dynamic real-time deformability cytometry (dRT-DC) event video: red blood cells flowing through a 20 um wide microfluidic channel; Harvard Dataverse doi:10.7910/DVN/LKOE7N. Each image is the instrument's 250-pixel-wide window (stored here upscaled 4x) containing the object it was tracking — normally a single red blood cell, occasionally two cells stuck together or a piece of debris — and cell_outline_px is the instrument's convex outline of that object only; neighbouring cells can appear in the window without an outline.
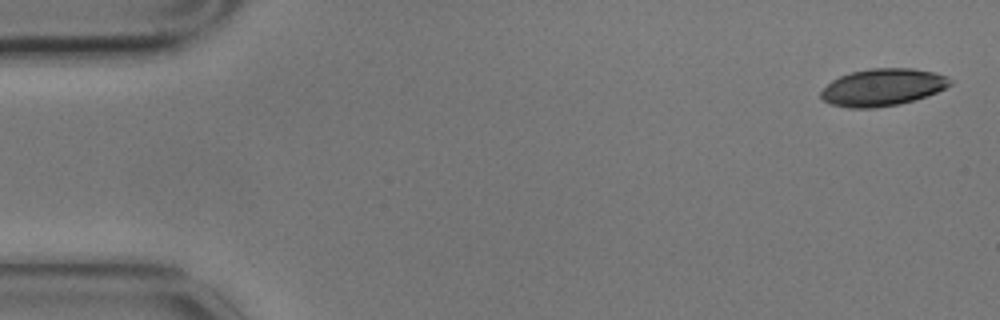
{"species": "common noctule bat (a hibernating species)", "species_latin": "Nyctalus noctula", "temperature_condition": "cold", "stored_images_in_passage": 5, "camera_frame_rate_fps": 3000, "um_per_image_px": 0.085, "animal": {"sex": "male", "body_mass_g": 17.9}, "frame": {"image": 1, "passage_image": 1, "time_ms": 0.0, "image_size_px": [1000, 320], "cell_outline_px": [[952, 84], [928, 96], [900, 104], [876, 108], [848, 108], [832, 104], [824, 100], [820, 96], [820, 92], [832, 80], [840, 76], [852, 72], [868, 68], [912, 68], [936, 72], [948, 76], [952, 80]], "centroid_in_image_um": [75.05, 7.41], "position_along_channel_um": 9.9, "area_um2": 28.15}}
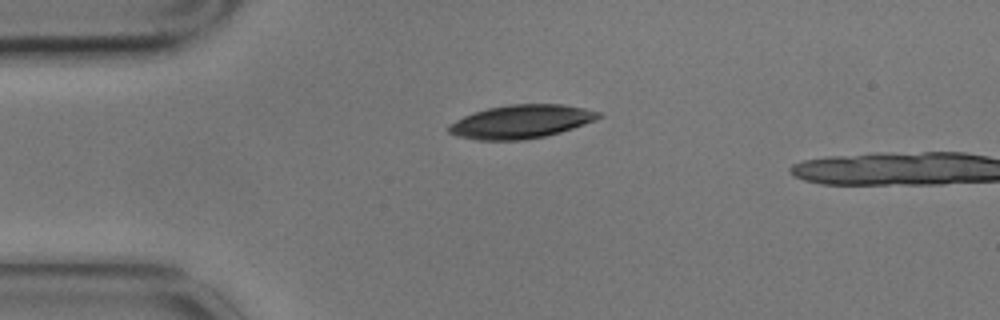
{"frame": {"image": 2, "passage_image": 4, "time_ms": 1.0, "image_size_px": [1000, 320], "cell_outline_px": [[604, 116], [596, 120], [560, 132], [544, 136], [524, 140], [476, 140], [456, 136], [448, 132], [448, 124], [464, 116], [488, 108], [508, 104], [560, 104], [584, 108], [600, 112]], "centroid_in_image_um": [44.29, 10.34], "position_along_channel_um": 40.7, "area_um2": 29.19}}